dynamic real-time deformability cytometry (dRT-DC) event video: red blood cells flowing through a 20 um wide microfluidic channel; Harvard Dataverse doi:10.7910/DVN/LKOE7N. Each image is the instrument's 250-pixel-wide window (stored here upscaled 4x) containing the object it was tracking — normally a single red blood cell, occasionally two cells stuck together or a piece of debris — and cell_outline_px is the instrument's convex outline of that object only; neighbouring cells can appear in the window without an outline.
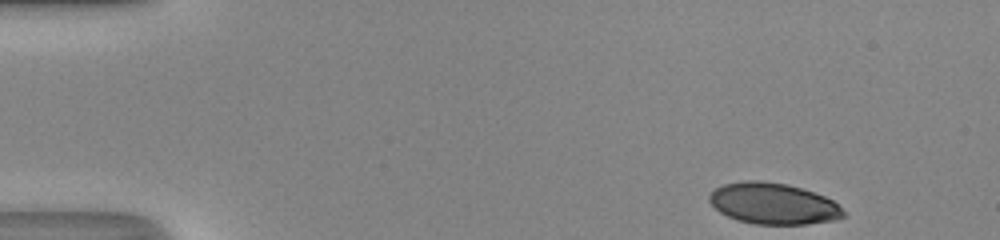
{"species": "human", "species_latin": "Homo sapiens", "temperature_condition": "room temperature", "stored_images_in_passage": 44, "camera_frame_rate_fps": 3000, "um_per_image_px": 0.085, "donor": {"sex": "male"}, "frame": {"image": 1, "passage_image": 1, "time_ms": 0.0, "image_size_px": [1000, 240], "cell_outline_px": [[844, 216], [832, 220], [808, 224], [756, 224], [736, 220], [720, 212], [708, 200], [708, 196], [716, 188], [724, 184], [744, 180], [760, 180], [788, 184], [824, 196], [832, 200], [844, 212]], "centroid_in_image_um": [65.69, 17.3], "position_along_channel_um": 19.3, "area_um2": 31.96}}
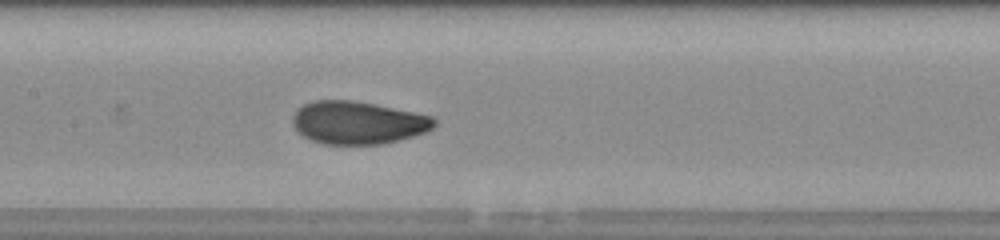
{"frame": {"image": 2, "passage_image": 20, "time_ms": 6.333, "image_size_px": [1000, 240], "cell_outline_px": [[436, 124], [432, 128], [424, 132], [400, 140], [380, 144], [324, 144], [312, 140], [304, 136], [292, 124], [292, 116], [296, 108], [312, 100], [352, 100], [376, 104], [432, 116], [436, 120]], "centroid_in_image_um": [30.4, 10.41], "position_along_channel_um": 177.0, "area_um2": 35.32}}
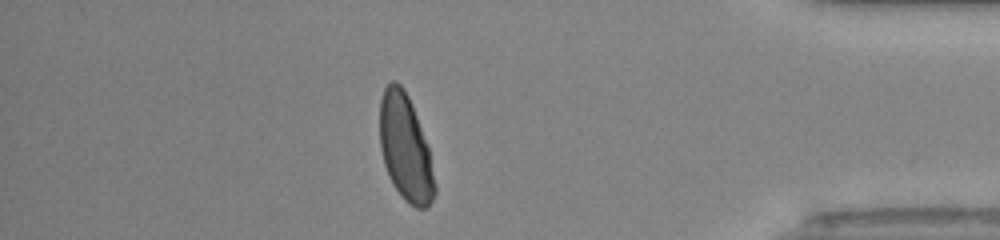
{"frame": {"image": 3, "passage_image": 38, "time_ms": 12.333, "image_size_px": [1000, 240], "cell_outline_px": [[436, 192], [428, 208], [416, 208], [404, 200], [392, 184], [388, 176], [384, 164], [380, 148], [380, 100], [384, 88], [392, 80], [396, 80], [404, 88], [408, 96], [416, 116], [428, 148], [436, 188]], "centroid_in_image_um": [34.44, 12.59], "position_along_channel_um": 400.8, "area_um2": 33.87}, "authors_computed_cell_mechanics": {"area_um2": 34.4199, "velocity_mm_per_s": 4.3186, "shape_relaxation_time_tau1_ms": 7.1448, "shape_relaxation_time_tau2_ms": null, "deformation_change_tau1": 0.2219, "deformation_change_tau2": null}}